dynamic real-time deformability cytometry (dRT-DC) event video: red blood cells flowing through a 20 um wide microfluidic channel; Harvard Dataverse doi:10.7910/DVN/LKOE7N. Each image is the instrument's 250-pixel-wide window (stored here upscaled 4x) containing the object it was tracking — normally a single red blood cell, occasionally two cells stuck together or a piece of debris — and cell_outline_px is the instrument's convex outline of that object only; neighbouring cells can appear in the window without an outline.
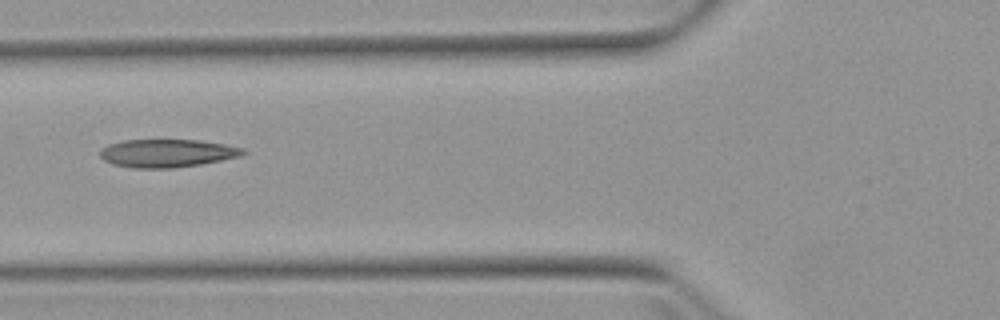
{"species": "Egyptian fruit bat (a non-hibernating species)", "species_latin": "Rousettus aegyptiacus", "temperature_condition": "warm", "stored_images_in_passage": 5, "camera_frame_rate_fps": 3000, "um_per_image_px": 0.085, "animal": {"sex": "female"}, "frame": {"image": 1, "passage_image": 5, "time_ms": 5.0, "image_size_px": [1000, 320], "cell_outline_px": [[248, 152], [240, 156], [200, 164], [172, 168], [136, 168], [112, 164], [104, 160], [100, 156], [100, 148], [108, 144], [124, 140], [200, 140], [224, 144], [244, 148]], "centroid_in_image_um": [14.19, 13.01], "position_along_channel_um": 111.6, "area_um2": 23.35}}